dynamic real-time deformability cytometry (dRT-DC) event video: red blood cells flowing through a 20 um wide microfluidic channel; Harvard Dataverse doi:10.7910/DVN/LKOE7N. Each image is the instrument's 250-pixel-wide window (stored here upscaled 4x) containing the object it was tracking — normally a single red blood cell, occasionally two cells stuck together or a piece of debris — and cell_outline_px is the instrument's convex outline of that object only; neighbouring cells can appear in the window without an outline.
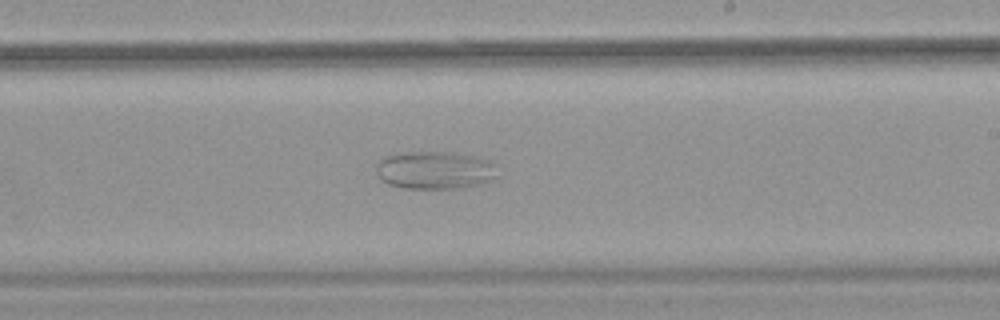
{"species": "common noctule bat (a hibernating species)", "species_latin": "Nyctalus noctula", "temperature_condition": "warm", "stored_images_in_passage": 39, "camera_frame_rate_fps": 3000, "um_per_image_px": 0.085, "animal": {"sex": "female", "body_mass_g": 18.4}, "frame": {"image": 1, "passage_image": 23, "time_ms": 7.333, "image_size_px": [1000, 320], "cell_outline_px": [[500, 176], [480, 184], [456, 188], [404, 188], [388, 184], [380, 180], [376, 172], [376, 164], [384, 156], [396, 152], [456, 152], [480, 156], [492, 160], [496, 164]], "centroid_in_image_um": [37.01, 14.44], "position_along_channel_um": 252.0, "area_um2": 27.51}}